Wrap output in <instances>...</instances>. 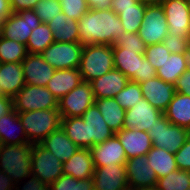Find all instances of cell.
<instances>
[{"label":"cell","instance_id":"c3c4849f","mask_svg":"<svg viewBox=\"0 0 190 190\" xmlns=\"http://www.w3.org/2000/svg\"><path fill=\"white\" fill-rule=\"evenodd\" d=\"M13 109V98L0 95V118Z\"/></svg>","mask_w":190,"mask_h":190},{"label":"cell","instance_id":"ab89813d","mask_svg":"<svg viewBox=\"0 0 190 190\" xmlns=\"http://www.w3.org/2000/svg\"><path fill=\"white\" fill-rule=\"evenodd\" d=\"M33 10L42 23H48L62 12V7L59 0H39Z\"/></svg>","mask_w":190,"mask_h":190},{"label":"cell","instance_id":"4dcf8cb0","mask_svg":"<svg viewBox=\"0 0 190 190\" xmlns=\"http://www.w3.org/2000/svg\"><path fill=\"white\" fill-rule=\"evenodd\" d=\"M146 158L150 168L155 171L157 178L164 177L178 169L175 155L164 149L152 147Z\"/></svg>","mask_w":190,"mask_h":190},{"label":"cell","instance_id":"4fadbf2b","mask_svg":"<svg viewBox=\"0 0 190 190\" xmlns=\"http://www.w3.org/2000/svg\"><path fill=\"white\" fill-rule=\"evenodd\" d=\"M168 24V34L185 37L190 35V7L188 0H165L161 4Z\"/></svg>","mask_w":190,"mask_h":190},{"label":"cell","instance_id":"44dd1931","mask_svg":"<svg viewBox=\"0 0 190 190\" xmlns=\"http://www.w3.org/2000/svg\"><path fill=\"white\" fill-rule=\"evenodd\" d=\"M90 150L94 167L110 166L111 163L125 164L127 161L125 150L116 134Z\"/></svg>","mask_w":190,"mask_h":190},{"label":"cell","instance_id":"8fae6325","mask_svg":"<svg viewBox=\"0 0 190 190\" xmlns=\"http://www.w3.org/2000/svg\"><path fill=\"white\" fill-rule=\"evenodd\" d=\"M94 103L95 98L91 84L83 80L58 101L60 117H81Z\"/></svg>","mask_w":190,"mask_h":190},{"label":"cell","instance_id":"6da1fadb","mask_svg":"<svg viewBox=\"0 0 190 190\" xmlns=\"http://www.w3.org/2000/svg\"><path fill=\"white\" fill-rule=\"evenodd\" d=\"M81 45H113L118 36L125 33L119 16L110 9H89L79 20Z\"/></svg>","mask_w":190,"mask_h":190},{"label":"cell","instance_id":"e0dca14e","mask_svg":"<svg viewBox=\"0 0 190 190\" xmlns=\"http://www.w3.org/2000/svg\"><path fill=\"white\" fill-rule=\"evenodd\" d=\"M128 186L133 190L156 188L157 176L146 156L127 159L125 163Z\"/></svg>","mask_w":190,"mask_h":190},{"label":"cell","instance_id":"9f6ffc18","mask_svg":"<svg viewBox=\"0 0 190 190\" xmlns=\"http://www.w3.org/2000/svg\"><path fill=\"white\" fill-rule=\"evenodd\" d=\"M139 190H157L156 188H150V189H139Z\"/></svg>","mask_w":190,"mask_h":190},{"label":"cell","instance_id":"5b68a950","mask_svg":"<svg viewBox=\"0 0 190 190\" xmlns=\"http://www.w3.org/2000/svg\"><path fill=\"white\" fill-rule=\"evenodd\" d=\"M28 141L31 144L42 142L49 134L61 126L58 108L18 113Z\"/></svg>","mask_w":190,"mask_h":190},{"label":"cell","instance_id":"1f68e13d","mask_svg":"<svg viewBox=\"0 0 190 190\" xmlns=\"http://www.w3.org/2000/svg\"><path fill=\"white\" fill-rule=\"evenodd\" d=\"M187 70L184 53H171L163 65L157 70V77L167 83L175 84L177 79Z\"/></svg>","mask_w":190,"mask_h":190},{"label":"cell","instance_id":"9c48e42d","mask_svg":"<svg viewBox=\"0 0 190 190\" xmlns=\"http://www.w3.org/2000/svg\"><path fill=\"white\" fill-rule=\"evenodd\" d=\"M41 20L33 9L11 13L2 25V37L27 44L32 30L38 27Z\"/></svg>","mask_w":190,"mask_h":190},{"label":"cell","instance_id":"7dc6e473","mask_svg":"<svg viewBox=\"0 0 190 190\" xmlns=\"http://www.w3.org/2000/svg\"><path fill=\"white\" fill-rule=\"evenodd\" d=\"M39 0H10L12 13L33 9Z\"/></svg>","mask_w":190,"mask_h":190},{"label":"cell","instance_id":"f546056e","mask_svg":"<svg viewBox=\"0 0 190 190\" xmlns=\"http://www.w3.org/2000/svg\"><path fill=\"white\" fill-rule=\"evenodd\" d=\"M104 121L107 123L109 128L116 134L119 132L124 125L125 110L120 106L115 98H102L95 99Z\"/></svg>","mask_w":190,"mask_h":190},{"label":"cell","instance_id":"4316f807","mask_svg":"<svg viewBox=\"0 0 190 190\" xmlns=\"http://www.w3.org/2000/svg\"><path fill=\"white\" fill-rule=\"evenodd\" d=\"M94 163L90 149L80 148L67 162L63 163V174L75 179H90L94 173Z\"/></svg>","mask_w":190,"mask_h":190},{"label":"cell","instance_id":"d4e9b609","mask_svg":"<svg viewBox=\"0 0 190 190\" xmlns=\"http://www.w3.org/2000/svg\"><path fill=\"white\" fill-rule=\"evenodd\" d=\"M82 81L78 68L58 69L55 70L46 87L59 101Z\"/></svg>","mask_w":190,"mask_h":190},{"label":"cell","instance_id":"7c38bea8","mask_svg":"<svg viewBox=\"0 0 190 190\" xmlns=\"http://www.w3.org/2000/svg\"><path fill=\"white\" fill-rule=\"evenodd\" d=\"M138 34L147 46L163 42L168 35V24L161 5L146 6Z\"/></svg>","mask_w":190,"mask_h":190},{"label":"cell","instance_id":"d6986e66","mask_svg":"<svg viewBox=\"0 0 190 190\" xmlns=\"http://www.w3.org/2000/svg\"><path fill=\"white\" fill-rule=\"evenodd\" d=\"M139 85L143 98L162 112L167 109L176 92L174 84L167 83L157 76Z\"/></svg>","mask_w":190,"mask_h":190},{"label":"cell","instance_id":"7a4b0ae2","mask_svg":"<svg viewBox=\"0 0 190 190\" xmlns=\"http://www.w3.org/2000/svg\"><path fill=\"white\" fill-rule=\"evenodd\" d=\"M17 161L48 185L63 175V163L40 143L31 144Z\"/></svg>","mask_w":190,"mask_h":190},{"label":"cell","instance_id":"f35d334b","mask_svg":"<svg viewBox=\"0 0 190 190\" xmlns=\"http://www.w3.org/2000/svg\"><path fill=\"white\" fill-rule=\"evenodd\" d=\"M114 98L126 111L132 108V106H134L139 100H142L143 94L139 83L129 81L125 88L115 95Z\"/></svg>","mask_w":190,"mask_h":190},{"label":"cell","instance_id":"b9f144b4","mask_svg":"<svg viewBox=\"0 0 190 190\" xmlns=\"http://www.w3.org/2000/svg\"><path fill=\"white\" fill-rule=\"evenodd\" d=\"M62 12L75 20H79L88 10L86 0H59Z\"/></svg>","mask_w":190,"mask_h":190},{"label":"cell","instance_id":"ee69618b","mask_svg":"<svg viewBox=\"0 0 190 190\" xmlns=\"http://www.w3.org/2000/svg\"><path fill=\"white\" fill-rule=\"evenodd\" d=\"M170 53L182 54L185 53L188 47V40L182 36H175L174 34H168L162 42Z\"/></svg>","mask_w":190,"mask_h":190},{"label":"cell","instance_id":"cb8c5ba5","mask_svg":"<svg viewBox=\"0 0 190 190\" xmlns=\"http://www.w3.org/2000/svg\"><path fill=\"white\" fill-rule=\"evenodd\" d=\"M40 144L60 159L62 163L67 162L80 149L66 135L61 126L49 134Z\"/></svg>","mask_w":190,"mask_h":190},{"label":"cell","instance_id":"7bdbcfd3","mask_svg":"<svg viewBox=\"0 0 190 190\" xmlns=\"http://www.w3.org/2000/svg\"><path fill=\"white\" fill-rule=\"evenodd\" d=\"M112 46H118L125 50H146L147 44L140 38L138 33L125 32L118 36Z\"/></svg>","mask_w":190,"mask_h":190},{"label":"cell","instance_id":"30bf717a","mask_svg":"<svg viewBox=\"0 0 190 190\" xmlns=\"http://www.w3.org/2000/svg\"><path fill=\"white\" fill-rule=\"evenodd\" d=\"M84 45L79 42H53L43 52L42 58L55 70L78 68Z\"/></svg>","mask_w":190,"mask_h":190},{"label":"cell","instance_id":"2e32d148","mask_svg":"<svg viewBox=\"0 0 190 190\" xmlns=\"http://www.w3.org/2000/svg\"><path fill=\"white\" fill-rule=\"evenodd\" d=\"M0 190H49V185L16 161L0 179Z\"/></svg>","mask_w":190,"mask_h":190},{"label":"cell","instance_id":"91938a15","mask_svg":"<svg viewBox=\"0 0 190 190\" xmlns=\"http://www.w3.org/2000/svg\"><path fill=\"white\" fill-rule=\"evenodd\" d=\"M0 95H3V92H2V89H1V87H0Z\"/></svg>","mask_w":190,"mask_h":190},{"label":"cell","instance_id":"ba28073f","mask_svg":"<svg viewBox=\"0 0 190 190\" xmlns=\"http://www.w3.org/2000/svg\"><path fill=\"white\" fill-rule=\"evenodd\" d=\"M51 108H58V100L47 87L25 85L13 97V109L17 113Z\"/></svg>","mask_w":190,"mask_h":190},{"label":"cell","instance_id":"ffe728a7","mask_svg":"<svg viewBox=\"0 0 190 190\" xmlns=\"http://www.w3.org/2000/svg\"><path fill=\"white\" fill-rule=\"evenodd\" d=\"M26 85L46 87L55 69L38 54H27L21 62Z\"/></svg>","mask_w":190,"mask_h":190},{"label":"cell","instance_id":"60d3db41","mask_svg":"<svg viewBox=\"0 0 190 190\" xmlns=\"http://www.w3.org/2000/svg\"><path fill=\"white\" fill-rule=\"evenodd\" d=\"M170 54V51L165 47L163 43L148 45L144 52V56L156 70L160 69L167 56Z\"/></svg>","mask_w":190,"mask_h":190},{"label":"cell","instance_id":"836d02e7","mask_svg":"<svg viewBox=\"0 0 190 190\" xmlns=\"http://www.w3.org/2000/svg\"><path fill=\"white\" fill-rule=\"evenodd\" d=\"M120 18L125 32L138 33L141 26L146 5L138 3L134 8L112 9Z\"/></svg>","mask_w":190,"mask_h":190},{"label":"cell","instance_id":"74e56055","mask_svg":"<svg viewBox=\"0 0 190 190\" xmlns=\"http://www.w3.org/2000/svg\"><path fill=\"white\" fill-rule=\"evenodd\" d=\"M49 190H94L93 179H75L70 175H62L49 185Z\"/></svg>","mask_w":190,"mask_h":190},{"label":"cell","instance_id":"484cf974","mask_svg":"<svg viewBox=\"0 0 190 190\" xmlns=\"http://www.w3.org/2000/svg\"><path fill=\"white\" fill-rule=\"evenodd\" d=\"M25 85L21 63H0V87L3 95L13 98Z\"/></svg>","mask_w":190,"mask_h":190},{"label":"cell","instance_id":"bcb514c9","mask_svg":"<svg viewBox=\"0 0 190 190\" xmlns=\"http://www.w3.org/2000/svg\"><path fill=\"white\" fill-rule=\"evenodd\" d=\"M175 91L190 96V70H186L174 84Z\"/></svg>","mask_w":190,"mask_h":190},{"label":"cell","instance_id":"d590c367","mask_svg":"<svg viewBox=\"0 0 190 190\" xmlns=\"http://www.w3.org/2000/svg\"><path fill=\"white\" fill-rule=\"evenodd\" d=\"M190 188V171L176 169L170 174L158 178L157 190H187Z\"/></svg>","mask_w":190,"mask_h":190},{"label":"cell","instance_id":"277c9868","mask_svg":"<svg viewBox=\"0 0 190 190\" xmlns=\"http://www.w3.org/2000/svg\"><path fill=\"white\" fill-rule=\"evenodd\" d=\"M82 80L91 82L114 69L113 46L106 44L84 45L79 64Z\"/></svg>","mask_w":190,"mask_h":190},{"label":"cell","instance_id":"3957f363","mask_svg":"<svg viewBox=\"0 0 190 190\" xmlns=\"http://www.w3.org/2000/svg\"><path fill=\"white\" fill-rule=\"evenodd\" d=\"M144 52L145 50H125L113 46L114 68L136 83L146 82L156 77L157 70L144 56Z\"/></svg>","mask_w":190,"mask_h":190},{"label":"cell","instance_id":"680465c9","mask_svg":"<svg viewBox=\"0 0 190 190\" xmlns=\"http://www.w3.org/2000/svg\"><path fill=\"white\" fill-rule=\"evenodd\" d=\"M188 46L190 47V35H189V39H188Z\"/></svg>","mask_w":190,"mask_h":190},{"label":"cell","instance_id":"83f0119b","mask_svg":"<svg viewBox=\"0 0 190 190\" xmlns=\"http://www.w3.org/2000/svg\"><path fill=\"white\" fill-rule=\"evenodd\" d=\"M47 24L53 32L55 42H79L78 20L67 17L61 12Z\"/></svg>","mask_w":190,"mask_h":190},{"label":"cell","instance_id":"52a82bcc","mask_svg":"<svg viewBox=\"0 0 190 190\" xmlns=\"http://www.w3.org/2000/svg\"><path fill=\"white\" fill-rule=\"evenodd\" d=\"M153 147L161 148L175 154L184 144L190 131L184 127L172 124L163 115L148 131Z\"/></svg>","mask_w":190,"mask_h":190},{"label":"cell","instance_id":"db71d44e","mask_svg":"<svg viewBox=\"0 0 190 190\" xmlns=\"http://www.w3.org/2000/svg\"><path fill=\"white\" fill-rule=\"evenodd\" d=\"M187 70H190V47L188 46L184 53Z\"/></svg>","mask_w":190,"mask_h":190},{"label":"cell","instance_id":"f6af8a7d","mask_svg":"<svg viewBox=\"0 0 190 190\" xmlns=\"http://www.w3.org/2000/svg\"><path fill=\"white\" fill-rule=\"evenodd\" d=\"M174 155L178 169L190 171V135L185 144Z\"/></svg>","mask_w":190,"mask_h":190},{"label":"cell","instance_id":"5bb4252c","mask_svg":"<svg viewBox=\"0 0 190 190\" xmlns=\"http://www.w3.org/2000/svg\"><path fill=\"white\" fill-rule=\"evenodd\" d=\"M163 115L162 111L153 107L143 98L134 104L132 108L126 110L122 129H136L148 132Z\"/></svg>","mask_w":190,"mask_h":190},{"label":"cell","instance_id":"e575fe53","mask_svg":"<svg viewBox=\"0 0 190 190\" xmlns=\"http://www.w3.org/2000/svg\"><path fill=\"white\" fill-rule=\"evenodd\" d=\"M26 45L23 43L0 38V63H21L27 56Z\"/></svg>","mask_w":190,"mask_h":190},{"label":"cell","instance_id":"d6a6232c","mask_svg":"<svg viewBox=\"0 0 190 190\" xmlns=\"http://www.w3.org/2000/svg\"><path fill=\"white\" fill-rule=\"evenodd\" d=\"M54 42L52 30L47 23H40L38 27L32 30L31 36L26 44L28 54H40L50 44Z\"/></svg>","mask_w":190,"mask_h":190},{"label":"cell","instance_id":"f1b7e54d","mask_svg":"<svg viewBox=\"0 0 190 190\" xmlns=\"http://www.w3.org/2000/svg\"><path fill=\"white\" fill-rule=\"evenodd\" d=\"M163 114L172 124L190 131V96L175 92Z\"/></svg>","mask_w":190,"mask_h":190},{"label":"cell","instance_id":"8d00e7d4","mask_svg":"<svg viewBox=\"0 0 190 190\" xmlns=\"http://www.w3.org/2000/svg\"><path fill=\"white\" fill-rule=\"evenodd\" d=\"M61 127L79 148L85 149V122L82 117L61 118Z\"/></svg>","mask_w":190,"mask_h":190},{"label":"cell","instance_id":"8992f818","mask_svg":"<svg viewBox=\"0 0 190 190\" xmlns=\"http://www.w3.org/2000/svg\"><path fill=\"white\" fill-rule=\"evenodd\" d=\"M0 140L16 160L31 145L19 115L14 109L0 118Z\"/></svg>","mask_w":190,"mask_h":190},{"label":"cell","instance_id":"f907efd6","mask_svg":"<svg viewBox=\"0 0 190 190\" xmlns=\"http://www.w3.org/2000/svg\"><path fill=\"white\" fill-rule=\"evenodd\" d=\"M89 9H110L111 0H86Z\"/></svg>","mask_w":190,"mask_h":190},{"label":"cell","instance_id":"f5cc1de1","mask_svg":"<svg viewBox=\"0 0 190 190\" xmlns=\"http://www.w3.org/2000/svg\"><path fill=\"white\" fill-rule=\"evenodd\" d=\"M139 3L151 6V5H161L165 0H137Z\"/></svg>","mask_w":190,"mask_h":190},{"label":"cell","instance_id":"ac0fdd59","mask_svg":"<svg viewBox=\"0 0 190 190\" xmlns=\"http://www.w3.org/2000/svg\"><path fill=\"white\" fill-rule=\"evenodd\" d=\"M92 179L94 190H122L128 187L125 164L95 167Z\"/></svg>","mask_w":190,"mask_h":190},{"label":"cell","instance_id":"9a60e30c","mask_svg":"<svg viewBox=\"0 0 190 190\" xmlns=\"http://www.w3.org/2000/svg\"><path fill=\"white\" fill-rule=\"evenodd\" d=\"M81 117L85 122V149H91L115 134L104 121L95 103Z\"/></svg>","mask_w":190,"mask_h":190},{"label":"cell","instance_id":"603a6c76","mask_svg":"<svg viewBox=\"0 0 190 190\" xmlns=\"http://www.w3.org/2000/svg\"><path fill=\"white\" fill-rule=\"evenodd\" d=\"M130 80L119 70L112 69L103 76L91 81L95 99L114 98Z\"/></svg>","mask_w":190,"mask_h":190},{"label":"cell","instance_id":"7402d4cb","mask_svg":"<svg viewBox=\"0 0 190 190\" xmlns=\"http://www.w3.org/2000/svg\"><path fill=\"white\" fill-rule=\"evenodd\" d=\"M123 146L127 159L146 156L153 147L148 132L136 129H121L116 133Z\"/></svg>","mask_w":190,"mask_h":190},{"label":"cell","instance_id":"816d5d0a","mask_svg":"<svg viewBox=\"0 0 190 190\" xmlns=\"http://www.w3.org/2000/svg\"><path fill=\"white\" fill-rule=\"evenodd\" d=\"M11 13L10 0H0V20L4 21Z\"/></svg>","mask_w":190,"mask_h":190},{"label":"cell","instance_id":"681fc988","mask_svg":"<svg viewBox=\"0 0 190 190\" xmlns=\"http://www.w3.org/2000/svg\"><path fill=\"white\" fill-rule=\"evenodd\" d=\"M138 3L137 0H111V9L134 8V5Z\"/></svg>","mask_w":190,"mask_h":190},{"label":"cell","instance_id":"6f0895ef","mask_svg":"<svg viewBox=\"0 0 190 190\" xmlns=\"http://www.w3.org/2000/svg\"><path fill=\"white\" fill-rule=\"evenodd\" d=\"M122 190H133V189L128 186V187H126V188H124Z\"/></svg>","mask_w":190,"mask_h":190},{"label":"cell","instance_id":"11a10c76","mask_svg":"<svg viewBox=\"0 0 190 190\" xmlns=\"http://www.w3.org/2000/svg\"><path fill=\"white\" fill-rule=\"evenodd\" d=\"M2 25H3V21L0 20V38L2 37Z\"/></svg>","mask_w":190,"mask_h":190}]
</instances>
